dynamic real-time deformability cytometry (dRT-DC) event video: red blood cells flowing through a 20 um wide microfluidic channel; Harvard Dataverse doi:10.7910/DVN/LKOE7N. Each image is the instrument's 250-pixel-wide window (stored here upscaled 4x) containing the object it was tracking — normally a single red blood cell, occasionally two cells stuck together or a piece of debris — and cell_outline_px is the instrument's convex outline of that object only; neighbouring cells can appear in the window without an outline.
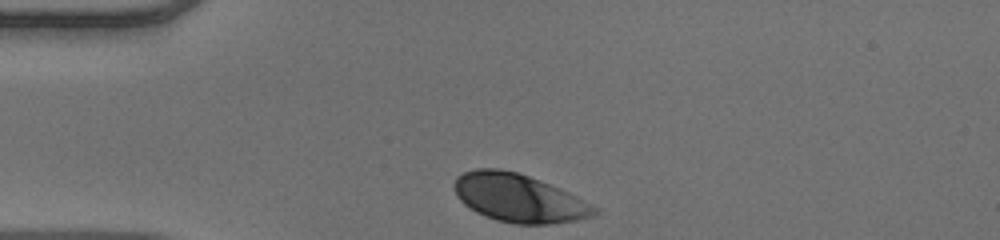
{"species": "human", "species_latin": "Homo sapiens", "temperature_condition": "warm", "stored_images_in_passage": 30, "camera_frame_rate_fps": 3000, "um_per_image_px": 0.085, "donor": {"sex": "male"}, "frame": {"image": 1, "passage_image": 1, "time_ms": 0.0, "image_size_px": [1000, 240], "cell_outline_px": [[600, 212], [592, 216], [576, 220], [552, 224], [512, 224], [496, 220], [484, 216], [476, 212], [464, 204], [456, 196], [452, 184], [456, 176], [464, 172], [476, 168], [500, 168], [516, 172], [540, 180], [560, 188], [600, 208]], "centroid_in_image_um": [44.08, 16.83], "position_along_channel_um": 40.9, "area_um2": 39.71}}
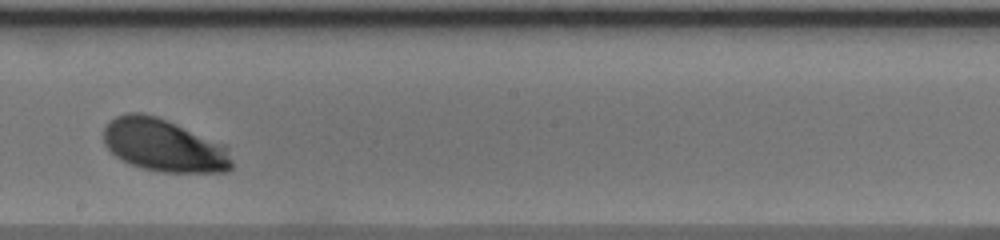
{"frame": {"image": 2, "passage_image": 18, "time_ms": 5.667, "image_size_px": [1000, 240], "cell_outline_px": [[232, 168], [228, 172], [160, 172], [140, 168], [120, 160], [104, 144], [104, 128], [108, 120], [116, 116], [128, 112], [144, 112], [156, 116], [224, 144], [232, 160]], "centroid_in_image_um": [13.89, 12.36], "position_along_channel_um": 234.3, "area_um2": 39.48}}
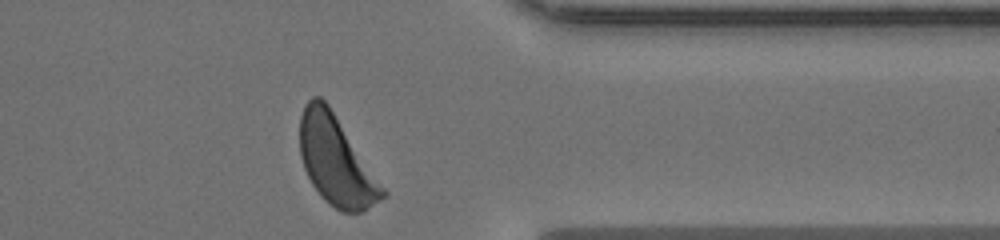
{"frame": {"image": 3, "passage_image": 30, "time_ms": 9.667, "image_size_px": [1000, 240], "cell_outline_px": [[388, 196], [364, 212], [340, 212], [328, 204], [324, 200], [312, 184], [304, 168], [300, 156], [300, 116], [304, 104], [312, 96], [320, 96], [328, 104], [388, 192]], "centroid_in_image_um": [28.58, 13.7], "position_along_channel_um": 382.8, "area_um2": 43.06}, "authors_computed_cell_mechanics": {"area_um2": 39.7086, "velocity_mm_per_s": 3.9614, "shape_relaxation_time_tau1_ms": 2.0399, "shape_relaxation_time_tau2_ms": null, "deformation_change_tau1": 0.1358, "deformation_change_tau2": null}}